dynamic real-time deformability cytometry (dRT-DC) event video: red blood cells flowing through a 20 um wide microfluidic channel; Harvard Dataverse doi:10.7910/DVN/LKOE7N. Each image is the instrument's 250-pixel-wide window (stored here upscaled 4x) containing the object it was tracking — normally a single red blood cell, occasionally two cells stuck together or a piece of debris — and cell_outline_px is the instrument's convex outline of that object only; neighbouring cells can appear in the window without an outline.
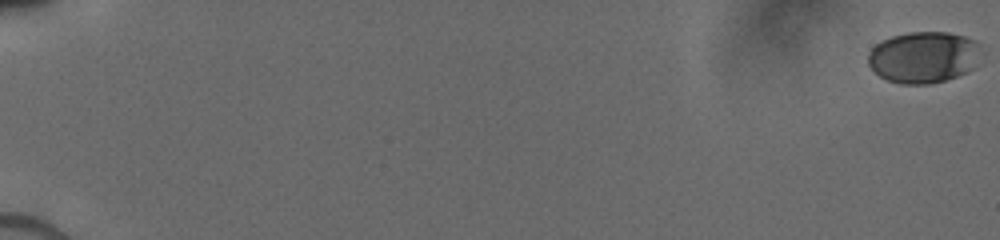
{"species": "human", "species_latin": "Homo sapiens", "temperature_condition": "cold", "stored_images_in_passage": 19, "camera_frame_rate_fps": 3000, "um_per_image_px": 0.085, "donor": {"sex": "male"}, "frame": {"image": 1, "passage_image": 1, "time_ms": 0.0, "image_size_px": [1000, 240], "cell_outline_px": [[980, 44], [972, 68], [968, 72], [944, 80], [928, 84], [900, 84], [888, 80], [880, 76], [868, 64], [868, 52], [880, 40], [892, 36], [908, 32], [948, 32], [964, 36], [976, 40]], "centroid_in_image_um": [78.46, 4.85], "position_along_channel_um": 6.5, "area_um2": 33.7}}
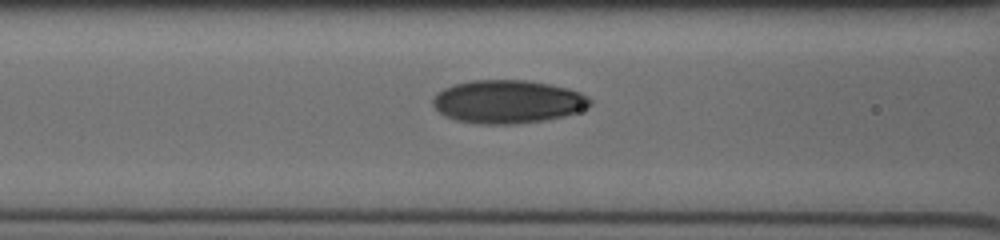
{"frame": {"image": 2, "passage_image": 17, "time_ms": 8.333, "image_size_px": [1000, 240], "cell_outline_px": [[592, 104], [588, 108], [564, 116], [544, 120], [512, 124], [484, 124], [456, 120], [444, 116], [432, 104], [432, 100], [436, 92], [452, 84], [468, 80], [524, 80], [548, 84], [568, 88], [580, 92], [588, 96], [592, 100]], "centroid_in_image_um": [43.15, 8.63], "position_along_channel_um": 123.4, "area_um2": 39.77}}
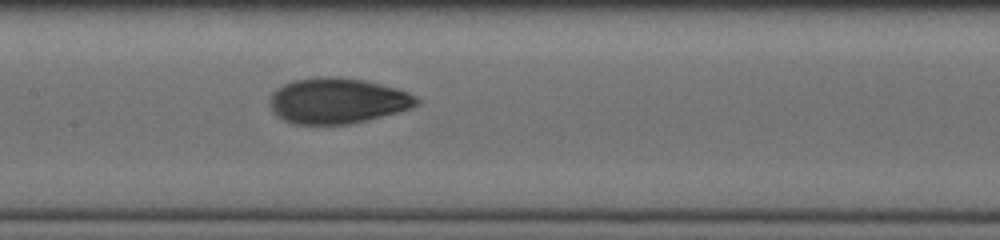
{"frame": {"image": 3, "passage_image": 19, "time_ms": 9.667, "image_size_px": [1000, 240], "cell_outline_px": [[420, 104], [412, 108], [400, 112], [368, 120], [348, 124], [292, 124], [276, 116], [272, 112], [268, 104], [268, 100], [272, 92], [276, 88], [284, 84], [296, 80], [320, 76], [336, 76], [364, 80], [396, 88], [408, 92], [416, 96], [420, 100]], "centroid_in_image_um": [28.67, 8.57], "position_along_channel_um": 178.7, "area_um2": 39.54}}